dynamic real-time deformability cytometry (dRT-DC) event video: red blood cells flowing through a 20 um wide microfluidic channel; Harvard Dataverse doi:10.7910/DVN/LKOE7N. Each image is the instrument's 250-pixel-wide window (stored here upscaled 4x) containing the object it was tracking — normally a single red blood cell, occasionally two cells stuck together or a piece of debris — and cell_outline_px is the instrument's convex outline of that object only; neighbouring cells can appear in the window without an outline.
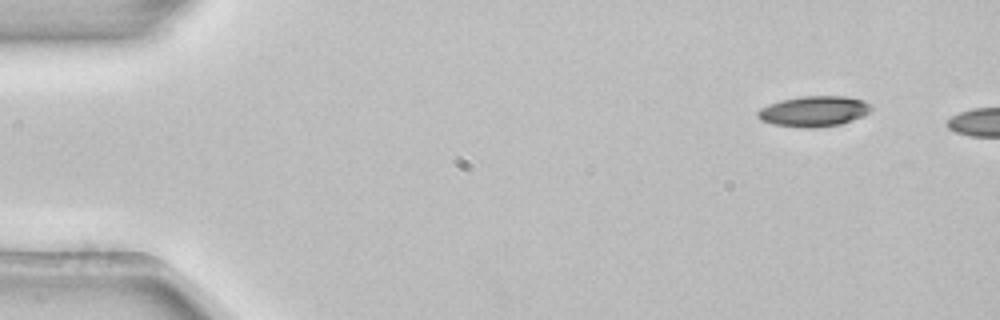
{"species": "common noctule bat (a hibernating species)", "species_latin": "Nyctalus noctula", "temperature_condition": "room temperature", "stored_images_in_passage": 2, "camera_frame_rate_fps": 3000, "um_per_image_px": 0.085, "animal": {"sex": "female", "body_mass_g": 22.7, "forearm_length_mm": 54.2}, "frame": {"image": 1, "passage_image": 1, "time_ms": 0.0, "image_size_px": [1000, 320], "cell_outline_px": [[872, 108], [868, 112], [852, 120], [840, 124], [812, 128], [804, 128], [772, 124], [760, 120], [756, 116], [756, 112], [760, 108], [768, 104], [780, 100], [800, 96], [844, 96], [864, 100], [872, 104]], "centroid_in_image_um": [69.14, 9.45], "position_along_channel_um": 15.9, "area_um2": 20.29}}